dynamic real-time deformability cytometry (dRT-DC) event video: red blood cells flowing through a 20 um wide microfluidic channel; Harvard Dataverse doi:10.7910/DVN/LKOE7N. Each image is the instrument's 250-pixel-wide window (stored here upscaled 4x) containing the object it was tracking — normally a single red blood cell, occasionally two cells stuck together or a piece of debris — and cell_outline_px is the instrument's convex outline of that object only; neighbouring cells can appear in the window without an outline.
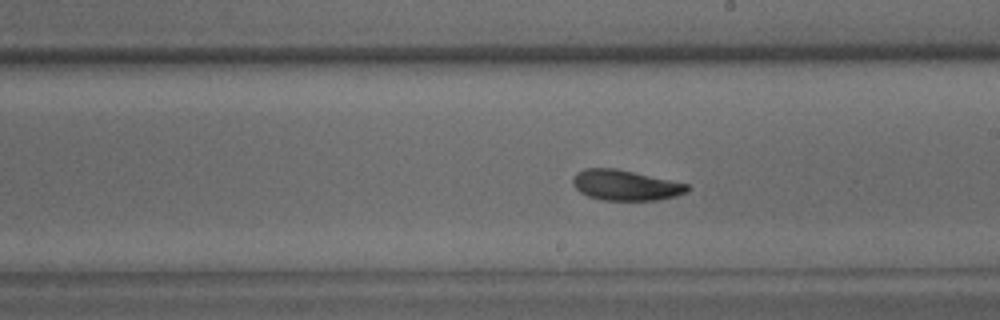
{"species": "common noctule bat (a hibernating species)", "species_latin": "Nyctalus noctula", "temperature_condition": "warm", "stored_images_in_passage": 49, "camera_frame_rate_fps": 3000, "um_per_image_px": 0.085, "animal": {"sex": "male", "body_mass_g": 15.6}, "frame": {"image": 1, "passage_image": 26, "time_ms": 8.333, "image_size_px": [1000, 320], "cell_outline_px": [[692, 188], [688, 192], [676, 196], [656, 200], [600, 200], [588, 196], [580, 192], [572, 184], [572, 180], [576, 172], [584, 168], [616, 168], [688, 184]], "centroid_in_image_um": [53.16, 15.74], "position_along_channel_um": 235.8, "area_um2": 20.4}}
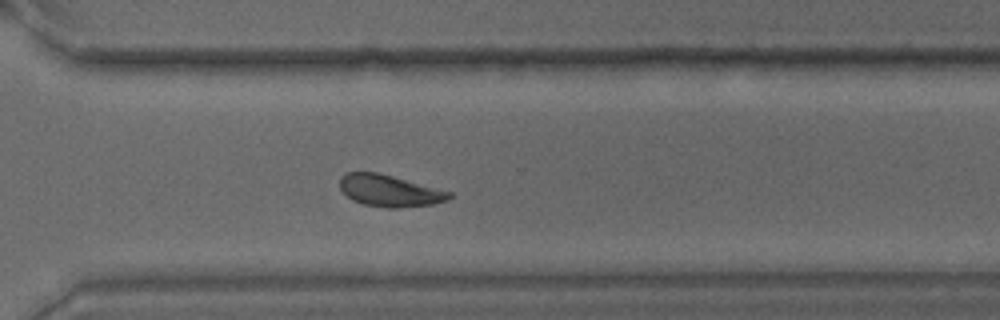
{"frame": {"image": 2, "passage_image": 34, "time_ms": 11.0, "image_size_px": [1000, 320], "cell_outline_px": [[452, 196], [448, 200], [432, 204], [396, 208], [388, 208], [364, 204], [352, 200], [340, 188], [340, 176], [344, 172], [376, 172], [392, 176], [452, 192]], "centroid_in_image_um": [33.09, 16.21], "position_along_channel_um": 337.5, "area_um2": 20.06}}
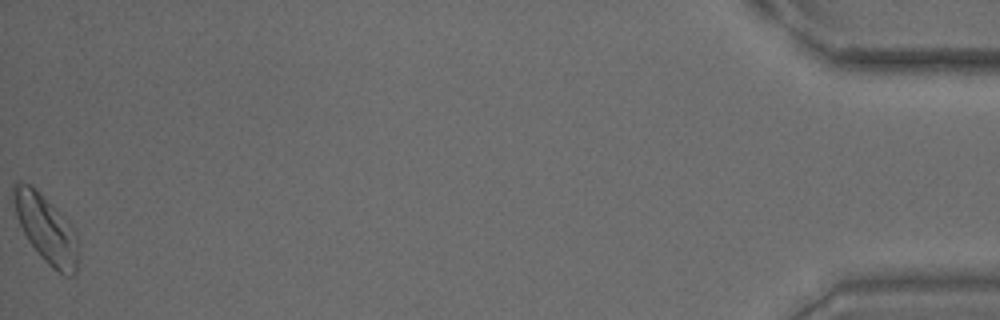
{"frame": {"image": 3, "passage_image": 49, "time_ms": 16.0, "image_size_px": [1000, 320], "cell_outline_px": [[76, 272], [72, 276], [68, 276], [52, 268], [40, 256], [28, 240], [16, 216], [12, 196], [12, 184], [20, 180], [36, 188], [72, 228], [76, 248]], "centroid_in_image_um": [3.83, 19.41], "position_along_channel_um": 431.4, "area_um2": 24.51}, "authors_computed_cell_mechanics": {"area_um2": 20.8658, "velocity_mm_per_s": 3.8133, "shape_relaxation_time_tau1_ms": 3.1316, "shape_relaxation_time_tau2_ms": 4.4711, "deformation_change_tau1": 0.1125, "deformation_change_tau2": 0.1142}}